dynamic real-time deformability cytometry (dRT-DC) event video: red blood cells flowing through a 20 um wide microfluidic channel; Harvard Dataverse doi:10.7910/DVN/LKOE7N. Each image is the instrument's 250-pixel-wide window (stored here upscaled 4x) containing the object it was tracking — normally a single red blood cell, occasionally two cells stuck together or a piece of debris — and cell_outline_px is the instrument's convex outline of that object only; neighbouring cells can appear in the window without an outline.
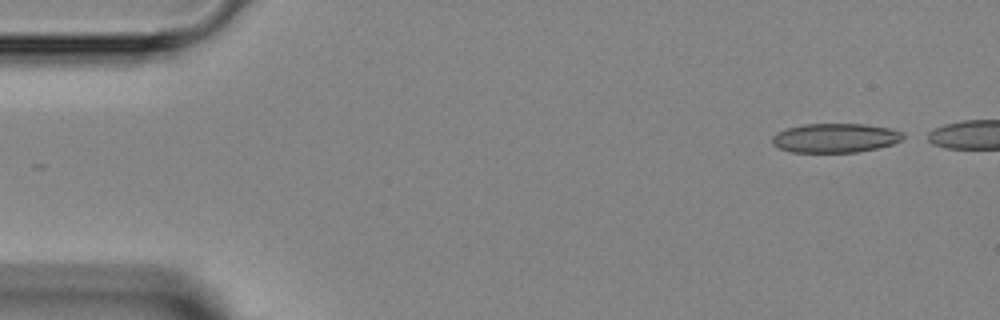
{"species": "Egyptian fruit bat (a non-hibernating species)", "species_latin": "Rousettus aegyptiacus", "temperature_condition": "room temperature", "stored_images_in_passage": 5, "camera_frame_rate_fps": 3000, "um_per_image_px": 0.085, "animal": {"sex": "female"}, "frame": {"image": 1, "passage_image": 1, "time_ms": 0.0, "image_size_px": [1000, 320], "cell_outline_px": [[904, 136], [900, 140], [892, 144], [876, 148], [856, 152], [792, 152], [780, 148], [772, 144], [772, 136], [776, 132], [788, 128], [804, 124], [864, 124], [892, 128], [904, 132]], "centroid_in_image_um": [71.0, 11.72], "position_along_channel_um": 14.0, "area_um2": 22.25}}